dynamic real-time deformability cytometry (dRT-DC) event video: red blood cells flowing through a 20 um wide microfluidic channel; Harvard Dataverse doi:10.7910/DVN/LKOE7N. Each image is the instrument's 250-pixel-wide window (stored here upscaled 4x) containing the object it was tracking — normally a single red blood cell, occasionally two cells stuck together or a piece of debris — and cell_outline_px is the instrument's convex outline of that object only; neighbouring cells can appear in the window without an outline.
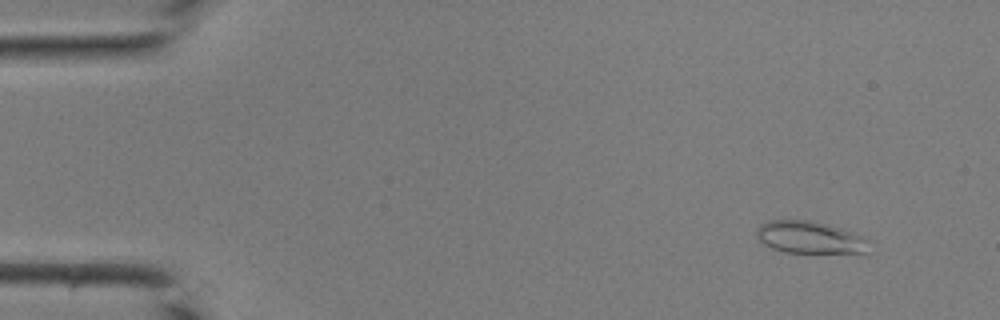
{"species": "common noctule bat (a hibernating species)", "species_latin": "Nyctalus noctula", "temperature_condition": "room temperature", "stored_images_in_passage": 42, "camera_frame_rate_fps": 3000, "um_per_image_px": 0.085, "animal": {"sex": "male", "body_mass_g": 19.0, "forearm_length_mm": 50.8}, "frame": {"image": 1, "passage_image": 4, "time_ms": 1.0, "image_size_px": [1000, 320], "cell_outline_px": [[868, 240], [864, 252], [784, 252], [772, 248], [764, 244], [756, 236], [756, 228], [760, 224], [768, 220], [812, 220], [828, 224], [840, 228], [860, 236]], "centroid_in_image_um": [68.72, 20.15], "position_along_channel_um": 16.3, "area_um2": 20.69}}
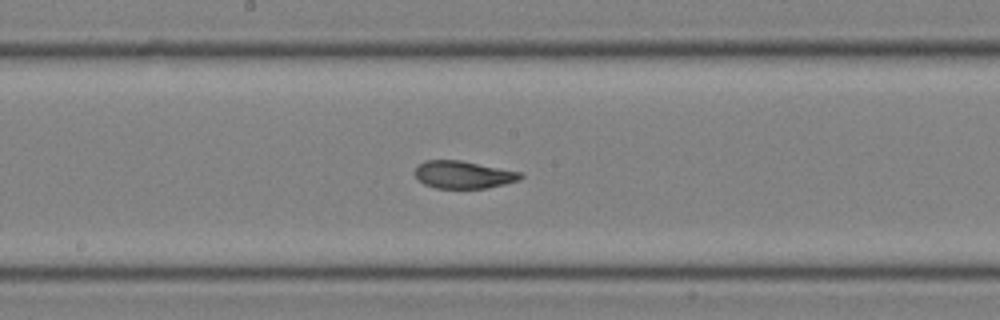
{"frame": {"image": 2, "passage_image": 23, "time_ms": 7.333, "image_size_px": [1000, 320], "cell_outline_px": [[524, 176], [520, 180], [504, 184], [484, 188], [436, 188], [424, 184], [416, 176], [416, 168], [424, 160], [460, 160], [520, 172]], "centroid_in_image_um": [39.39, 14.85], "position_along_channel_um": 208.8, "area_um2": 16.7}}
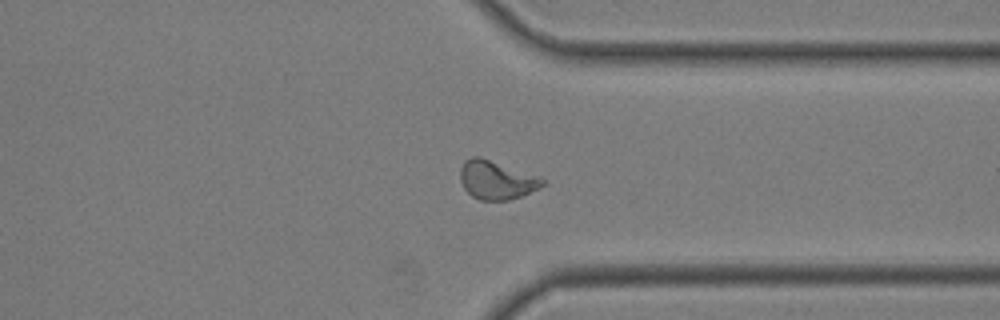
{"frame": {"image": 3, "passage_image": 33, "time_ms": 10.667, "image_size_px": [1000, 320], "cell_outline_px": [[548, 180], [540, 188], [520, 196], [508, 200], [480, 200], [472, 196], [464, 188], [460, 180], [460, 168], [464, 160], [472, 156], [480, 156], [540, 176]], "centroid_in_image_um": [42.21, 15.28], "position_along_channel_um": 369.2, "area_um2": 18.73}}